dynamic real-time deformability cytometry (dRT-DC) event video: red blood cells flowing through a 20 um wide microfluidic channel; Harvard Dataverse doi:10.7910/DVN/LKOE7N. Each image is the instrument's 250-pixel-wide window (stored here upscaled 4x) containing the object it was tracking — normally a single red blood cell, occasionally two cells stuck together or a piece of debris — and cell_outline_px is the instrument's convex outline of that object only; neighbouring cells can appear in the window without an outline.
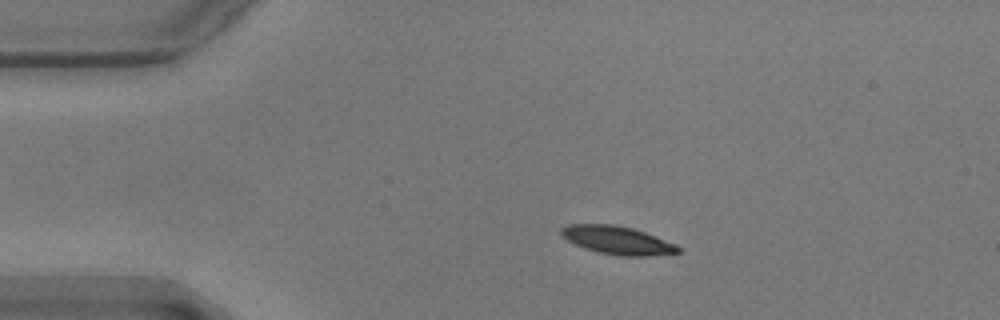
{"species": "common noctule bat (a hibernating species)", "species_latin": "Nyctalus noctula", "temperature_condition": "warm", "stored_images_in_passage": 47, "camera_frame_rate_fps": 3000, "um_per_image_px": 0.085, "animal": {"sex": "male", "body_mass_g": 17.9}, "frame": {"image": 1, "passage_image": 1, "time_ms": 0.0, "image_size_px": [1000, 320], "cell_outline_px": [[680, 252], [648, 256], [620, 256], [600, 252], [584, 248], [568, 240], [560, 232], [560, 228], [568, 224], [612, 224], [632, 228], [656, 236], [676, 244], [680, 248]], "centroid_in_image_um": [52.49, 20.41], "position_along_channel_um": 32.5, "area_um2": 19.02}}
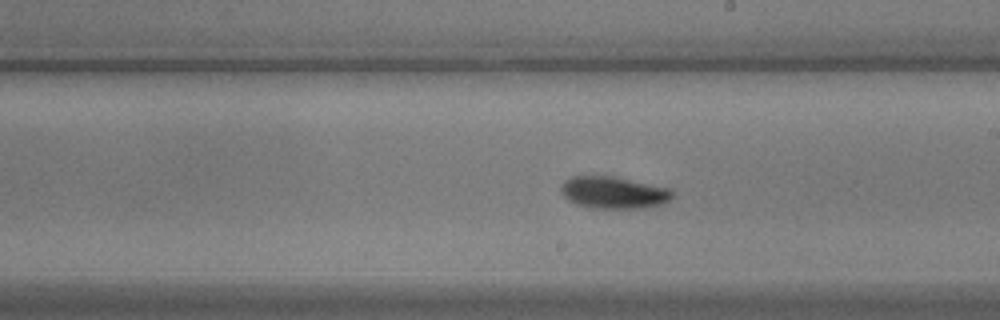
{"frame": {"image": 2, "passage_image": 22, "time_ms": 7.0, "image_size_px": [1000, 320], "cell_outline_px": [[672, 196], [664, 204], [644, 208], [588, 208], [576, 204], [568, 200], [560, 192], [560, 188], [564, 180], [572, 176], [612, 176], [668, 188], [672, 192]], "centroid_in_image_um": [52.1, 16.38], "position_along_channel_um": 236.9, "area_um2": 20.75}}
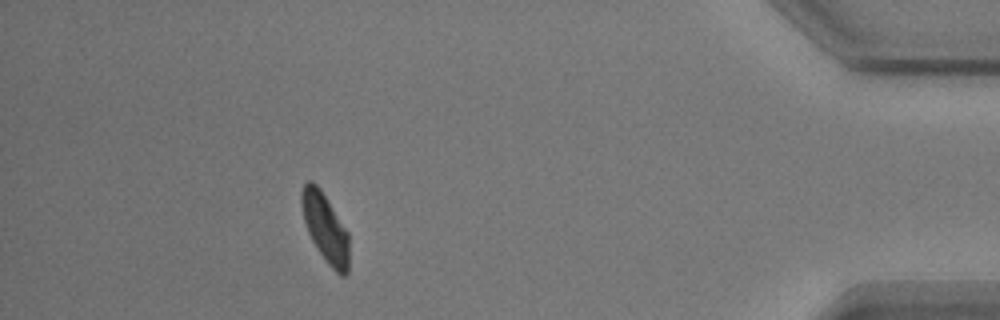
{"frame": {"image": 3, "passage_image": 41, "time_ms": 13.333, "image_size_px": [1000, 320], "cell_outline_px": [[348, 272], [344, 276], [340, 276], [328, 264], [316, 248], [308, 232], [304, 220], [300, 200], [300, 192], [304, 184], [308, 180], [312, 180], [320, 188], [348, 232]], "centroid_in_image_um": [27.63, 19.35], "position_along_channel_um": 407.6, "area_um2": 18.96}, "authors_computed_cell_mechanics": {"area_um2": 19.8832, "velocity_mm_per_s": 3.5323, "shape_relaxation_time_tau1_ms": 3.1808, "shape_relaxation_time_tau2_ms": 4.0514, "deformation_change_tau1": 0.1099, "deformation_change_tau2": 0.0848}}